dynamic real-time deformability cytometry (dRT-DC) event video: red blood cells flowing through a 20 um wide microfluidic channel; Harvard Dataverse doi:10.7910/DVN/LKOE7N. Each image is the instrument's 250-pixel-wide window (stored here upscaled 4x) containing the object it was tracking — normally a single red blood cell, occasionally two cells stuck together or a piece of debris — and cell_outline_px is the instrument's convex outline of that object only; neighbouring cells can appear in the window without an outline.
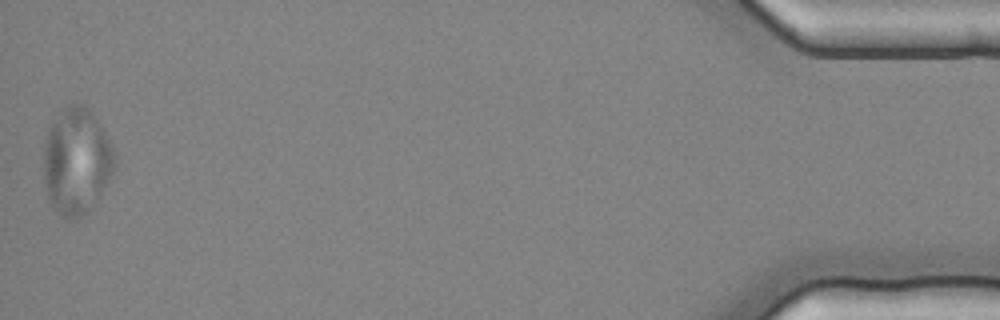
{"species": "common noctule bat (a hibernating species)", "species_latin": "Nyctalus noctula", "temperature_condition": "cold", "stored_images_in_passage": 43, "camera_frame_rate_fps": 3000, "um_per_image_px": 0.085, "animal": {"sex": "female", "body_mass_g": 25.1}, "frame": {"image": 1, "passage_image": 43, "time_ms": 14.0, "image_size_px": [1000, 320], "cell_outline_px": [[116, 168], [112, 176], [100, 196], [88, 212], [76, 220], [72, 220], [64, 216], [48, 200], [44, 188], [44, 148], [48, 128], [52, 120], [68, 104], [84, 104], [92, 112], [112, 144], [116, 152]], "centroid_in_image_um": [6.53, 13.7], "position_along_channel_um": 428.7, "area_um2": 44.56}}